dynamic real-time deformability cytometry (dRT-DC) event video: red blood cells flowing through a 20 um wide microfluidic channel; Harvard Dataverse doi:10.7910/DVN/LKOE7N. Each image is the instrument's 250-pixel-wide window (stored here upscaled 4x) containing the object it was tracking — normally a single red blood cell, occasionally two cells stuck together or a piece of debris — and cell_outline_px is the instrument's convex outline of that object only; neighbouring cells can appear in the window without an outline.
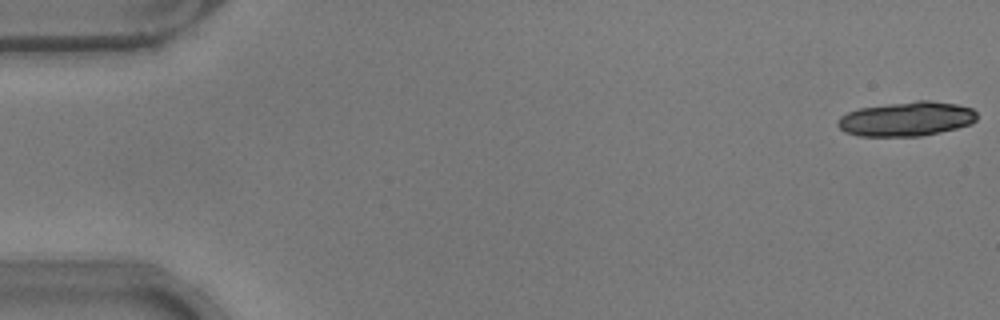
{"species": "common noctule bat (a hibernating species)", "species_latin": "Nyctalus noctula", "temperature_condition": "warm", "stored_images_in_passage": 18, "camera_frame_rate_fps": 3000, "um_per_image_px": 0.085, "animal": {"sex": "male", "body_mass_g": 17.9}, "frame": {"image": 1, "passage_image": 1, "time_ms": 0.0, "image_size_px": [1000, 320], "cell_outline_px": [[976, 120], [972, 124], [940, 132], [920, 136], [856, 136], [844, 132], [836, 124], [836, 120], [840, 116], [848, 112], [860, 108], [916, 100], [928, 100], [956, 104], [972, 108], [976, 112]], "centroid_in_image_um": [77.03, 10.11], "position_along_channel_um": 8.0, "area_um2": 28.03}}